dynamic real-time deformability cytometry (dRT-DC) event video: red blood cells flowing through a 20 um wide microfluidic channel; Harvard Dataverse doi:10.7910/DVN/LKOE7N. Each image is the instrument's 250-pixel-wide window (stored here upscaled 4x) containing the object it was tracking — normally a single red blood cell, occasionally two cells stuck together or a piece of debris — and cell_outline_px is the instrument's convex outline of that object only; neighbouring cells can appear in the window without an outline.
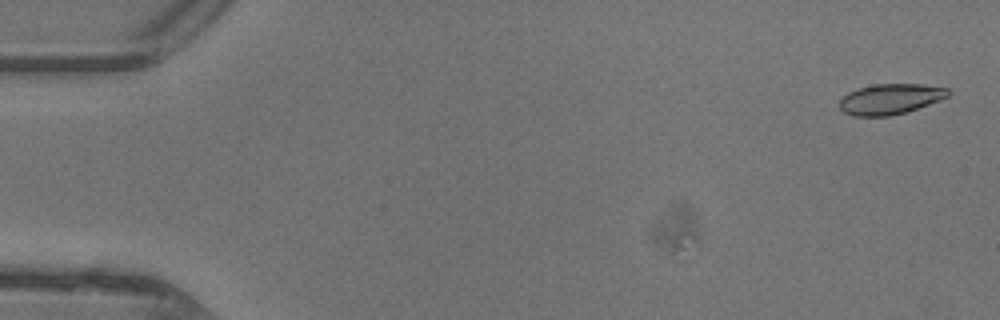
{"species": "common noctule bat (a hibernating species)", "species_latin": "Nyctalus noctula", "temperature_condition": "warm", "stored_images_in_passage": 12, "camera_frame_rate_fps": 3000, "um_per_image_px": 0.085, "animal": {"sex": "female"}, "frame": {"image": 1, "passage_image": 2, "time_ms": 0.333, "image_size_px": [1000, 320], "cell_outline_px": [[952, 92], [948, 96], [940, 100], [904, 112], [888, 116], [856, 116], [844, 112], [840, 108], [840, 100], [848, 92], [872, 84], [920, 84], [948, 88]], "centroid_in_image_um": [75.68, 8.4], "position_along_channel_um": 9.3, "area_um2": 19.07}}